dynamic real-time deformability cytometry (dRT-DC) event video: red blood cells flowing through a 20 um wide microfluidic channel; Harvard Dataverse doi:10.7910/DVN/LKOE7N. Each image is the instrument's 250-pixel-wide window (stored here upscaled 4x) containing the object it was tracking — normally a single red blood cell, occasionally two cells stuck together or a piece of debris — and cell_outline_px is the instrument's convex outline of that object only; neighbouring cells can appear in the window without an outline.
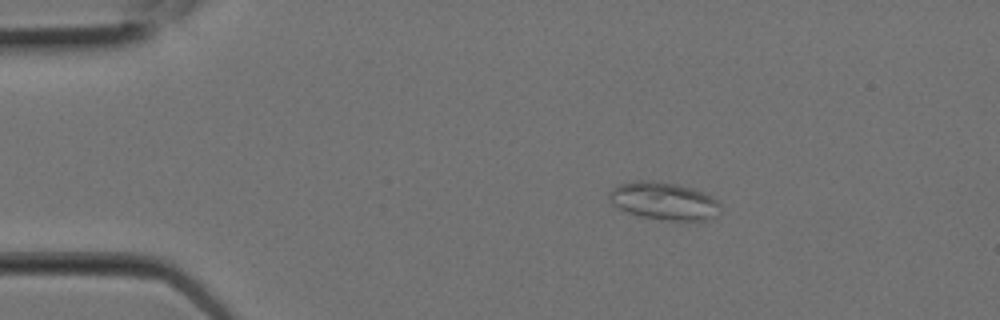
{"species": "Egyptian fruit bat (a non-hibernating species)", "species_latin": "Rousettus aegyptiacus", "temperature_condition": "room temperature", "stored_images_in_passage": 6, "camera_frame_rate_fps": 3000, "um_per_image_px": 0.085, "animal": {"sex": "female"}, "frame": {"image": 1, "passage_image": 2, "time_ms": 0.333, "image_size_px": [1000, 320], "cell_outline_px": [[720, 204], [716, 216], [704, 220], [668, 220], [640, 216], [628, 212], [612, 204], [608, 196], [608, 192], [612, 188], [620, 184], [640, 180], [644, 180], [676, 184], [692, 188], [716, 200]], "centroid_in_image_um": [56.38, 17.08], "position_along_channel_um": 28.6, "area_um2": 23.87}}
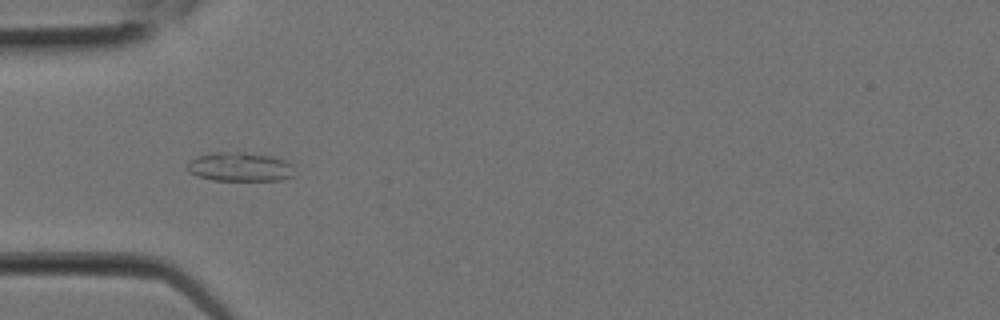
{"frame": {"image": 2, "passage_image": 5, "time_ms": 1.333, "image_size_px": [1000, 320], "cell_outline_px": [[296, 176], [280, 180], [212, 180], [196, 176], [188, 172], [184, 168], [196, 156], [212, 152], [244, 152], [272, 156], [284, 160], [292, 164]], "centroid_in_image_um": [20.39, 14.19], "position_along_channel_um": 64.6, "area_um2": 18.44}}